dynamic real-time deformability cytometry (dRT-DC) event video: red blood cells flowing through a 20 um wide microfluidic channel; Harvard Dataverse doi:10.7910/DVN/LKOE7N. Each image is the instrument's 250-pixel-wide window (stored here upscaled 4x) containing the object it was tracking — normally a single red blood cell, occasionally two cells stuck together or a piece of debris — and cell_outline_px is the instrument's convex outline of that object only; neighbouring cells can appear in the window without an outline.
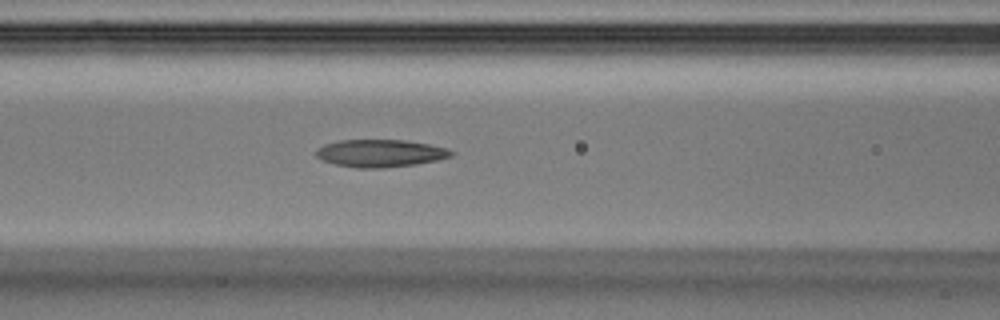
{"species": "Egyptian fruit bat (a non-hibernating species)", "species_latin": "Rousettus aegyptiacus", "temperature_condition": "warm", "stored_images_in_passage": 40, "camera_frame_rate_fps": 3000, "um_per_image_px": 0.085, "animal": {"sex": "male"}, "frame": {"image": 1, "passage_image": 16, "time_ms": 5.0, "image_size_px": [1000, 320], "cell_outline_px": [[456, 152], [452, 156], [436, 160], [416, 164], [384, 168], [356, 168], [336, 164], [324, 160], [316, 156], [316, 148], [324, 144], [340, 140], [404, 140], [428, 144], [448, 148]], "centroid_in_image_um": [32.34, 13.02], "position_along_channel_um": 134.3, "area_um2": 21.68}}
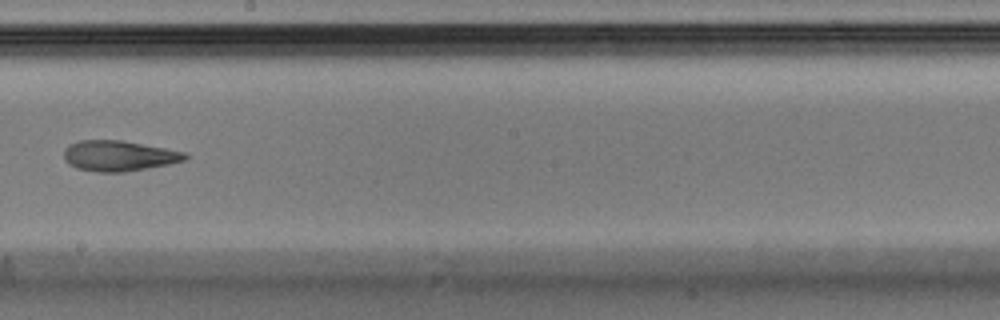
{"frame": {"image": 2, "passage_image": 22, "time_ms": 7.0, "image_size_px": [1000, 320], "cell_outline_px": [[188, 156], [184, 160], [168, 164], [148, 168], [124, 172], [96, 172], [76, 168], [68, 164], [64, 160], [64, 148], [68, 144], [80, 140], [120, 140], [164, 148], [184, 152]], "centroid_in_image_um": [10.03, 13.25], "position_along_channel_um": 238.2, "area_um2": 21.5}}
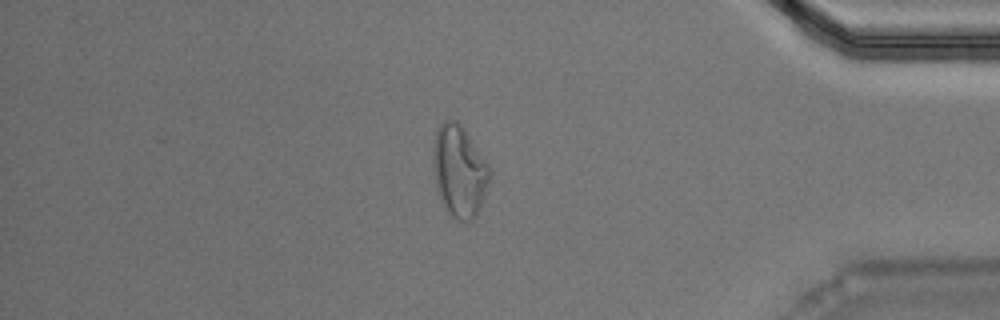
{"frame": {"image": 3, "passage_image": 33, "time_ms": 10.667, "image_size_px": [1000, 320], "cell_outline_px": [[492, 172], [480, 208], [476, 216], [472, 220], [456, 220], [444, 208], [436, 188], [432, 168], [432, 160], [436, 132], [440, 124], [444, 120], [456, 120], [460, 124], [488, 164]], "centroid_in_image_um": [39.02, 14.57], "position_along_channel_um": 396.2, "area_um2": 30.11}}